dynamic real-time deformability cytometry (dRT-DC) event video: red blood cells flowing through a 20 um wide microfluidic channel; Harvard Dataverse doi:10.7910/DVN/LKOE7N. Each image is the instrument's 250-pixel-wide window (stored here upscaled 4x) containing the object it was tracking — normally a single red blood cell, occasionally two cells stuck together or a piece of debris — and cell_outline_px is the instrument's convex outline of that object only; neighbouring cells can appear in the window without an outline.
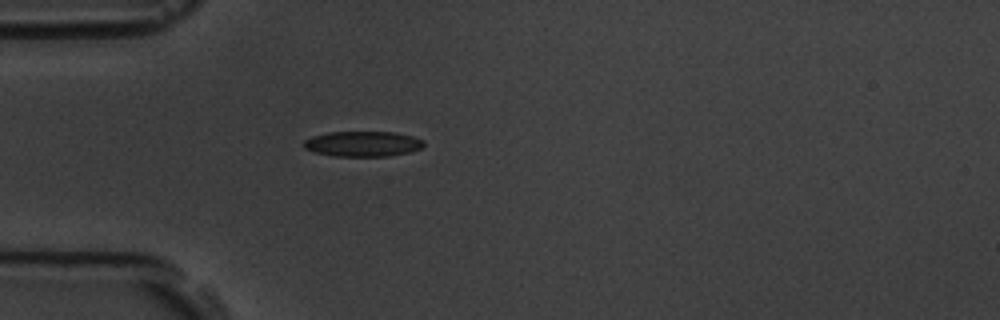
{"species": "common noctule bat (a hibernating species)", "species_latin": "Nyctalus noctula", "temperature_condition": "room temperature", "stored_images_in_passage": 3, "camera_frame_rate_fps": 3000, "um_per_image_px": 0.085, "animal": {"sex": "male", "body_mass_g": 19.5, "forearm_length_mm": 54.6}, "frame": {"image": 1, "passage_image": 3, "time_ms": 2.333, "image_size_px": [1000, 320], "cell_outline_px": [[424, 144], [420, 148], [408, 152], [388, 156], [336, 156], [312, 152], [304, 148], [304, 140], [312, 136], [328, 132], [396, 132], [412, 136], [424, 140]], "centroid_in_image_um": [30.81, 12.22], "position_along_channel_um": 54.2, "area_um2": 17.69}}